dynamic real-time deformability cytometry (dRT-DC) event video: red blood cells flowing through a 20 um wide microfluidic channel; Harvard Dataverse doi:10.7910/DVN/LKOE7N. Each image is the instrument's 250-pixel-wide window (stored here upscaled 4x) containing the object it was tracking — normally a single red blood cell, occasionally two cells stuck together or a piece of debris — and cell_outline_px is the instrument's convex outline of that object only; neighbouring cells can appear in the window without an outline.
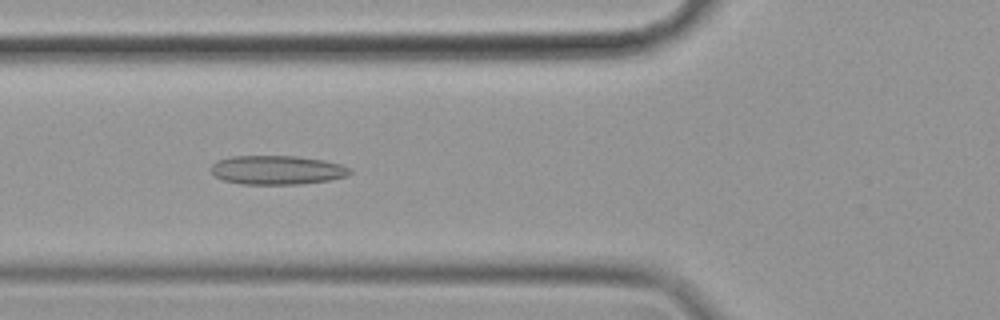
{"species": "common noctule bat (a hibernating species)", "species_latin": "Nyctalus noctula", "temperature_condition": "cold", "stored_images_in_passage": 46, "camera_frame_rate_fps": 3000, "um_per_image_px": 0.085, "animal": {"sex": "female", "body_mass_g": 19.9}, "frame": {"image": 1, "passage_image": 10, "time_ms": 3.0, "image_size_px": [1000, 320], "cell_outline_px": [[352, 172], [348, 176], [328, 180], [296, 184], [240, 184], [224, 180], [216, 176], [212, 172], [212, 164], [216, 160], [228, 156], [296, 156], [324, 160], [340, 164], [352, 168]], "centroid_in_image_um": [23.56, 14.44], "position_along_channel_um": 102.2, "area_um2": 23.52}}
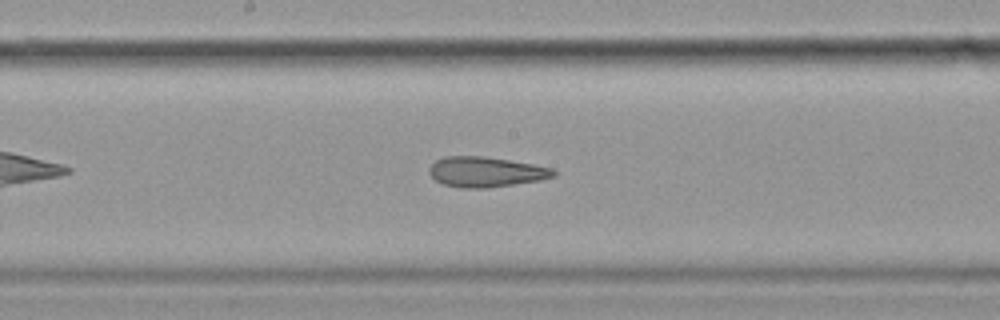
{"frame": {"image": 2, "passage_image": 19, "time_ms": 6.0, "image_size_px": [1000, 320], "cell_outline_px": [[556, 176], [540, 180], [484, 188], [464, 188], [444, 184], [436, 180], [428, 172], [428, 168], [436, 160], [444, 156], [484, 156], [532, 164], [552, 168], [556, 172]], "centroid_in_image_um": [41.28, 14.6], "position_along_channel_um": 206.9, "area_um2": 21.68}}
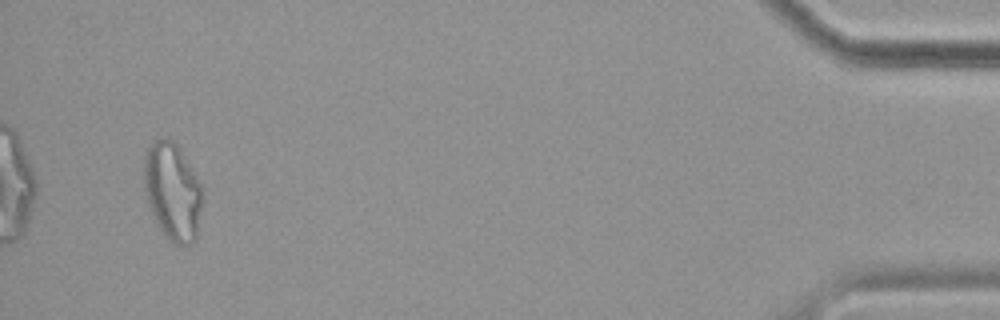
{"frame": {"image": 3, "passage_image": 44, "time_ms": 14.333, "image_size_px": [1000, 320], "cell_outline_px": [[204, 188], [196, 236], [192, 244], [176, 244], [168, 240], [164, 236], [148, 204], [144, 192], [144, 156], [148, 148], [160, 136], [172, 140], [180, 148]], "centroid_in_image_um": [14.67, 16.25], "position_along_channel_um": 420.5, "area_um2": 33.29}, "authors_computed_cell_mechanics": {"area_um2": 23.7847, "velocity_mm_per_s": 3.4924, "shape_relaxation_time_tau1_ms": null, "shape_relaxation_time_tau2_ms": 3.8309, "deformation_change_tau1": null, "deformation_change_tau2": 0.1406}}